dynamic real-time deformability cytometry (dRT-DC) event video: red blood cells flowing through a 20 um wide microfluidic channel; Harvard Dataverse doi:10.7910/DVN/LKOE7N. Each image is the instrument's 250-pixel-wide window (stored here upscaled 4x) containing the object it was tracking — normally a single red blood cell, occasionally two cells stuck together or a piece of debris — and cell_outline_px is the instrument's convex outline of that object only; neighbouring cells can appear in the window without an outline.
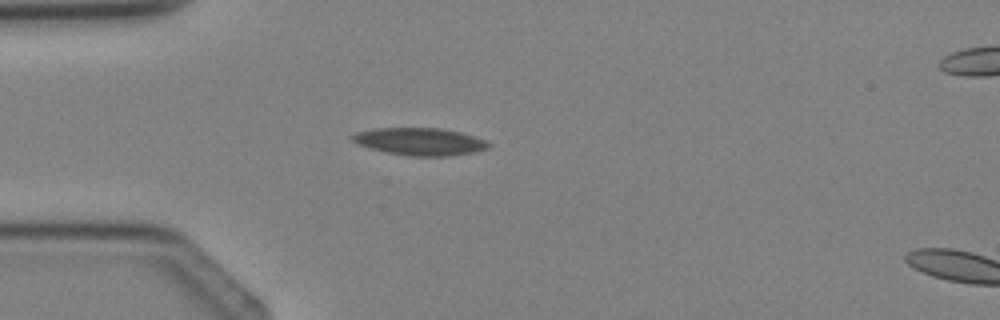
{"species": "Egyptian fruit bat (a non-hibernating species)", "species_latin": "Rousettus aegyptiacus", "temperature_condition": "cold", "stored_images_in_passage": 3, "camera_frame_rate_fps": 3000, "um_per_image_px": 0.085, "animal": {"sex": "female"}, "frame": {"image": 1, "passage_image": 2, "time_ms": 1.0, "image_size_px": [1000, 320], "cell_outline_px": [[492, 144], [488, 148], [472, 152], [452, 156], [408, 156], [388, 152], [372, 148], [360, 144], [352, 140], [348, 136], [356, 132], [376, 128], [440, 128], [460, 132], [484, 140]], "centroid_in_image_um": [35.69, 12.03], "position_along_channel_um": 49.3, "area_um2": 21.56}}